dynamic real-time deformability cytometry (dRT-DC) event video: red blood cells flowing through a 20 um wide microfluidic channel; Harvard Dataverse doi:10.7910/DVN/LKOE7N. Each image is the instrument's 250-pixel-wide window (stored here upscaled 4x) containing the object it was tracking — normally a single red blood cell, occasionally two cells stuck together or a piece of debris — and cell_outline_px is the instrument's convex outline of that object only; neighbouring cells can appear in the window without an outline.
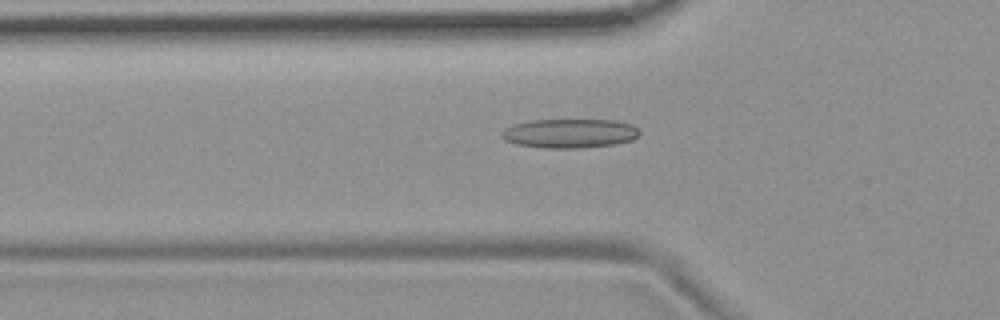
{"species": "common noctule bat (a hibernating species)", "species_latin": "Nyctalus noctula", "temperature_condition": "room temperature", "stored_images_in_passage": 54, "camera_frame_rate_fps": 3000, "um_per_image_px": 0.085, "animal": {"sex": "female", "body_mass_g": 19.9}, "frame": {"image": 1, "passage_image": 18, "time_ms": 5.667, "image_size_px": [1000, 320], "cell_outline_px": [[640, 132], [632, 140], [612, 144], [580, 148], [544, 148], [516, 144], [504, 140], [500, 136], [500, 132], [504, 128], [512, 124], [532, 120], [616, 120], [632, 124]], "centroid_in_image_um": [48.36, 11.33], "position_along_channel_um": 77.4, "area_um2": 23.47}}
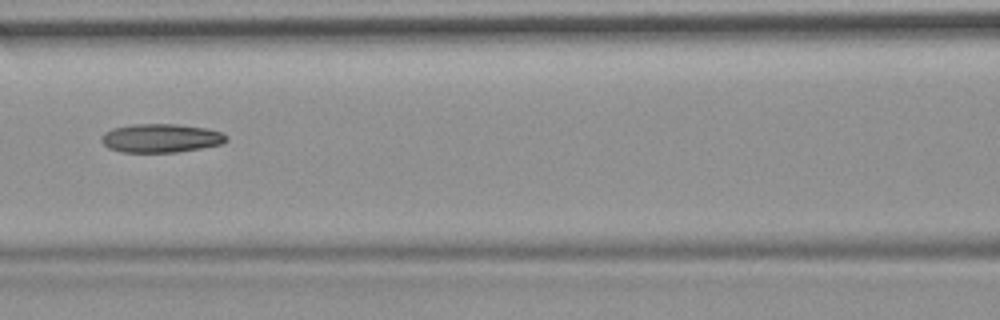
{"frame": {"image": 2, "passage_image": 24, "time_ms": 7.667, "image_size_px": [1000, 320], "cell_outline_px": [[228, 140], [220, 144], [200, 148], [176, 152], [120, 152], [108, 148], [100, 140], [100, 136], [104, 132], [112, 128], [132, 124], [176, 124], [204, 128], [220, 132], [228, 136]], "centroid_in_image_um": [13.62, 11.74], "position_along_channel_um": 153.0, "area_um2": 20.87}}
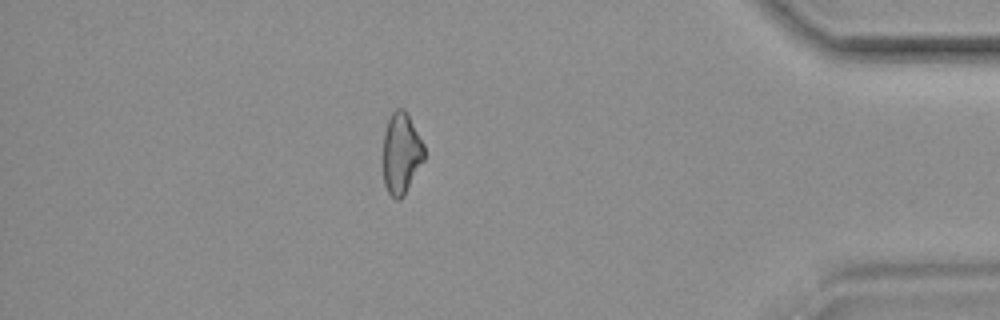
{"frame": {"image": 3, "passage_image": 47, "time_ms": 15.333, "image_size_px": [1000, 320], "cell_outline_px": [[424, 160], [404, 196], [400, 200], [396, 200], [388, 192], [384, 184], [384, 132], [388, 120], [392, 112], [396, 108], [404, 108], [424, 144]], "centroid_in_image_um": [34.11, 13.05], "position_along_channel_um": 401.1, "area_um2": 19.36}, "authors_computed_cell_mechanics": {"area_um2": 21.0103, "velocity_mm_per_s": 3.7427, "shape_relaxation_time_tau1_ms": null, "shape_relaxation_time_tau2_ms": 5.4198, "deformation_change_tau1": null, "deformation_change_tau2": 0.1523}}